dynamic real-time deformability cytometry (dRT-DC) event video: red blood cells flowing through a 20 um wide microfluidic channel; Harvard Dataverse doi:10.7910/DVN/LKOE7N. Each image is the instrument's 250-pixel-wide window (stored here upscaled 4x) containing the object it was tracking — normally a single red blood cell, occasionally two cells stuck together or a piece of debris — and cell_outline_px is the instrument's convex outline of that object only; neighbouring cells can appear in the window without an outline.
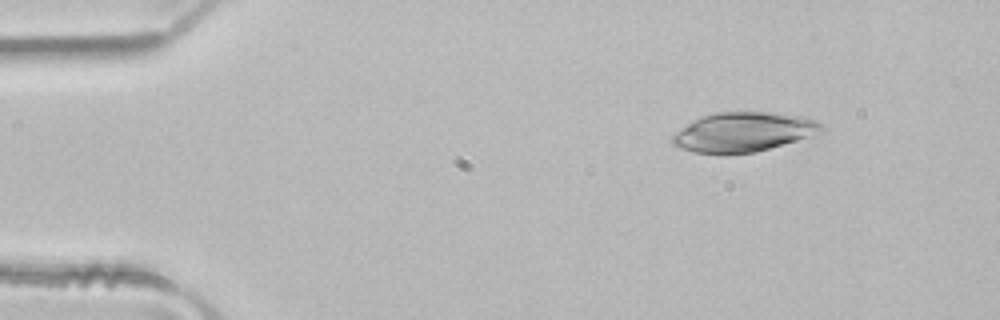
{"species": "common noctule bat (a hibernating species)", "species_latin": "Nyctalus noctula", "temperature_condition": "room temperature", "stored_images_in_passage": 2, "camera_frame_rate_fps": 3000, "um_per_image_px": 0.085, "animal": {"sex": "male", "body_mass_g": 21.5, "forearm_length_mm": 52.0}, "frame": {"image": 1, "passage_image": 1, "time_ms": 0.0, "image_size_px": [1000, 320], "cell_outline_px": [[824, 128], [820, 132], [796, 140], [756, 152], [692, 152], [680, 148], [672, 144], [672, 136], [676, 132], [692, 120], [700, 116], [712, 112], [776, 112], [800, 116], [816, 120]], "centroid_in_image_um": [63.15, 11.19], "position_along_channel_um": 21.8, "area_um2": 33.76}}